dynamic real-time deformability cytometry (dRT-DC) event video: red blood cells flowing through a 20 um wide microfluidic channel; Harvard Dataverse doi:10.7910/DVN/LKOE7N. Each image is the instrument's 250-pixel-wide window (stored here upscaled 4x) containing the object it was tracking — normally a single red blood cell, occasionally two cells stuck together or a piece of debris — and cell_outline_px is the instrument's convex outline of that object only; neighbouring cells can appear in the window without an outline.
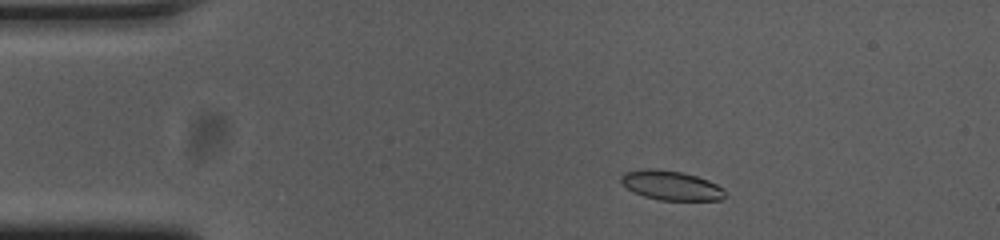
{"species": "common noctule bat (a hibernating species)", "species_latin": "Nyctalus noctula", "temperature_condition": "cold", "stored_images_in_passage": 51, "camera_frame_rate_fps": 3000, "um_per_image_px": 0.085, "animal": {"sex": "female", "body_mass_g": 23.0, "forearm_length_mm": 53.4}, "frame": {"image": 1, "passage_image": 5, "time_ms": 1.333, "image_size_px": [1000, 240], "cell_outline_px": [[724, 196], [720, 200], [660, 200], [644, 196], [628, 188], [620, 180], [620, 176], [624, 172], [648, 168], [652, 168], [680, 172], [696, 176], [708, 180], [724, 188]], "centroid_in_image_um": [57.04, 15.76], "position_along_channel_um": 28.0, "area_um2": 17.57}}
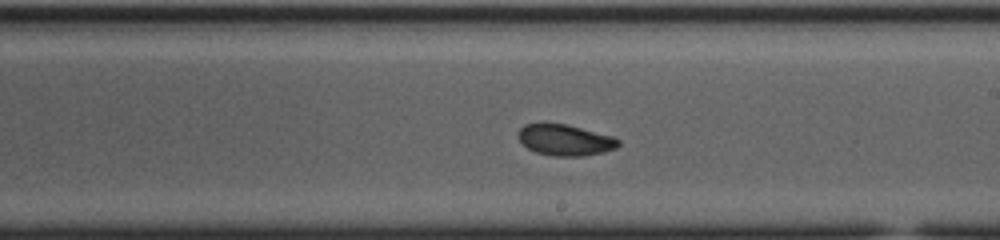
{"frame": {"image": 2, "passage_image": 27, "time_ms": 8.667, "image_size_px": [1000, 240], "cell_outline_px": [[620, 144], [616, 148], [604, 152], [584, 156], [556, 156], [536, 152], [528, 148], [516, 136], [520, 128], [524, 124], [540, 120], [544, 120], [568, 124], [612, 136], [620, 140]], "centroid_in_image_um": [47.98, 11.85], "position_along_channel_um": 241.0, "area_um2": 18.79}}
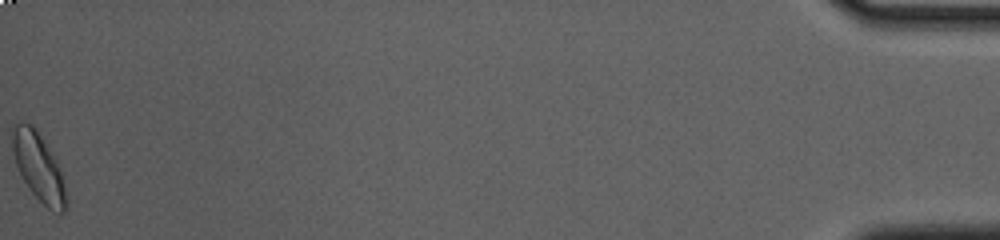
{"frame": {"image": 3, "passage_image": 51, "time_ms": 16.667, "image_size_px": [1000, 240], "cell_outline_px": [[68, 204], [64, 212], [60, 212], [48, 208], [32, 192], [24, 180], [16, 164], [12, 152], [12, 132], [16, 124], [20, 120], [32, 124], [56, 160], [60, 172], [68, 200]], "centroid_in_image_um": [3.27, 14.18], "position_along_channel_um": 431.9, "area_um2": 20.75}, "authors_computed_cell_mechanics": {"area_um2": 18.4382, "velocity_mm_per_s": 3.6862, "shape_relaxation_time_tau1_ms": 6.0497, "shape_relaxation_time_tau2_ms": 3.4093, "deformation_change_tau1": 0.1512, "deformation_change_tau2": 0.0788}}